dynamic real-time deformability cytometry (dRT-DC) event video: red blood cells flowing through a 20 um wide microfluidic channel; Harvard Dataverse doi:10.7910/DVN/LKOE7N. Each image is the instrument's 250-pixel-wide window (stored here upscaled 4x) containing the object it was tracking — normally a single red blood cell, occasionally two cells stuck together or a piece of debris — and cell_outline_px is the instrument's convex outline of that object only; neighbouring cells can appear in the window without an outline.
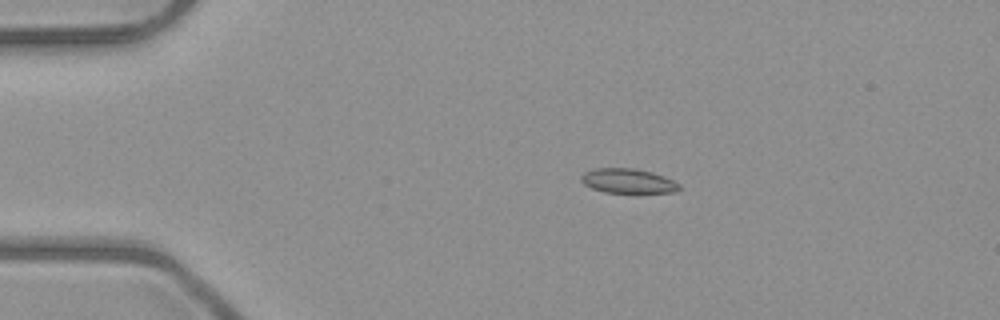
{"species": "common noctule bat (a hibernating species)", "species_latin": "Nyctalus noctula", "temperature_condition": "room temperature", "stored_images_in_passage": 5, "camera_frame_rate_fps": 3000, "um_per_image_px": 0.085, "animal": {"sex": "male", "body_mass_g": 23.1, "forearm_length_mm": 52.7}, "frame": {"image": 1, "passage_image": 3, "time_ms": 2.333, "image_size_px": [1000, 320], "cell_outline_px": [[680, 188], [676, 192], [636, 196], [604, 192], [592, 188], [584, 184], [580, 180], [580, 176], [584, 172], [596, 168], [636, 168], [652, 172], [664, 176], [680, 184]], "centroid_in_image_um": [53.43, 15.44], "position_along_channel_um": 31.6, "area_um2": 15.03}}
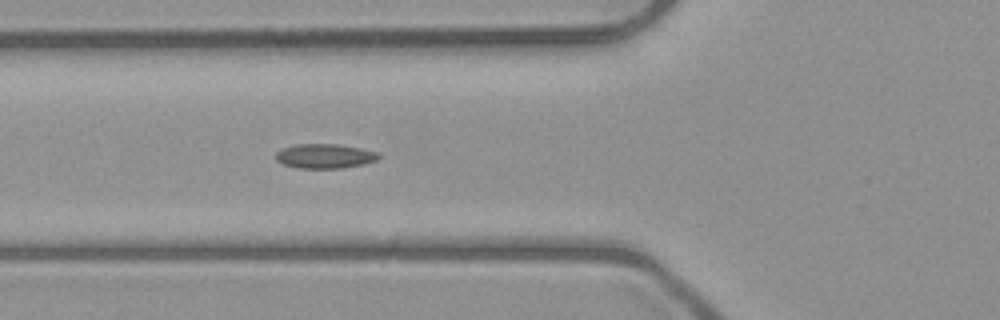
{"frame": {"image": 2, "passage_image": 5, "time_ms": 5.333, "image_size_px": [1000, 320], "cell_outline_px": [[380, 160], [364, 164], [340, 168], [296, 168], [284, 164], [276, 160], [276, 152], [284, 148], [296, 144], [340, 144], [360, 148], [376, 152], [380, 156]], "centroid_in_image_um": [27.63, 13.27], "position_along_channel_um": 98.2, "area_um2": 14.68}}